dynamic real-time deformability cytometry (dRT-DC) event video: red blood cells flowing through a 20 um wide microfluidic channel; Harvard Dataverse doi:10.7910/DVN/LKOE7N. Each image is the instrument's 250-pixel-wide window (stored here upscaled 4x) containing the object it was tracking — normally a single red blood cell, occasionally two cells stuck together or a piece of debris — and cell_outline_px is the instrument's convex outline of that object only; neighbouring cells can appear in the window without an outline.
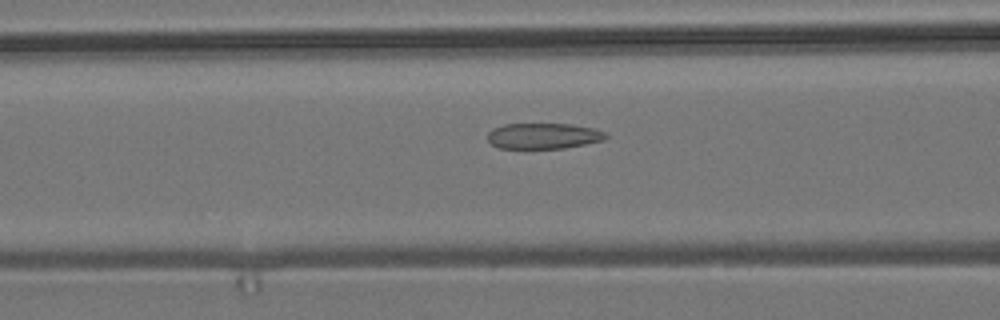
{"species": "common noctule bat (a hibernating species)", "species_latin": "Nyctalus noctula", "temperature_condition": "room temperature", "stored_images_in_passage": 15, "camera_frame_rate_fps": 3000, "um_per_image_px": 0.085, "animal": {"sex": "male", "body_mass_g": 19.2, "forearm_length_mm": 51.8}, "frame": {"image": 1, "passage_image": 10, "time_ms": 3.0, "image_size_px": [1000, 320], "cell_outline_px": [[608, 136], [604, 140], [564, 148], [500, 148], [492, 144], [488, 140], [488, 132], [492, 128], [504, 124], [572, 124], [596, 128], [604, 132]], "centroid_in_image_um": [46.2, 11.54], "position_along_channel_um": 120.4, "area_um2": 17.74}}
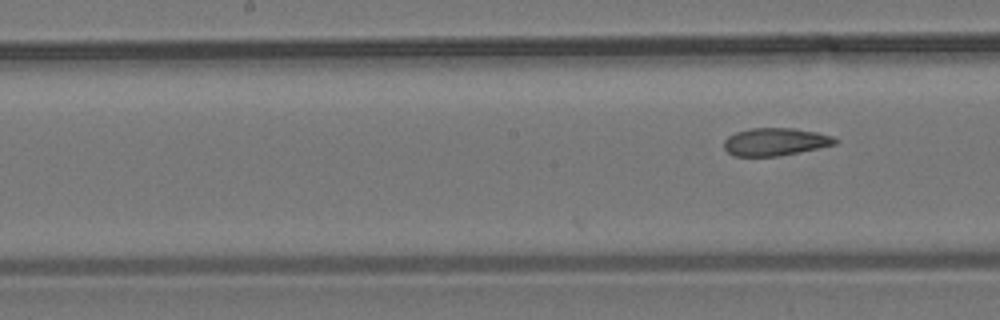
{"frame": {"image": 2, "passage_image": 15, "time_ms": 4.667, "image_size_px": [1000, 320], "cell_outline_px": [[840, 140], [836, 144], [776, 156], [732, 156], [724, 148], [724, 140], [728, 136], [736, 132], [748, 128], [792, 128], [816, 132], [832, 136]], "centroid_in_image_um": [65.86, 12.04], "position_along_channel_um": 182.3, "area_um2": 17.8}}